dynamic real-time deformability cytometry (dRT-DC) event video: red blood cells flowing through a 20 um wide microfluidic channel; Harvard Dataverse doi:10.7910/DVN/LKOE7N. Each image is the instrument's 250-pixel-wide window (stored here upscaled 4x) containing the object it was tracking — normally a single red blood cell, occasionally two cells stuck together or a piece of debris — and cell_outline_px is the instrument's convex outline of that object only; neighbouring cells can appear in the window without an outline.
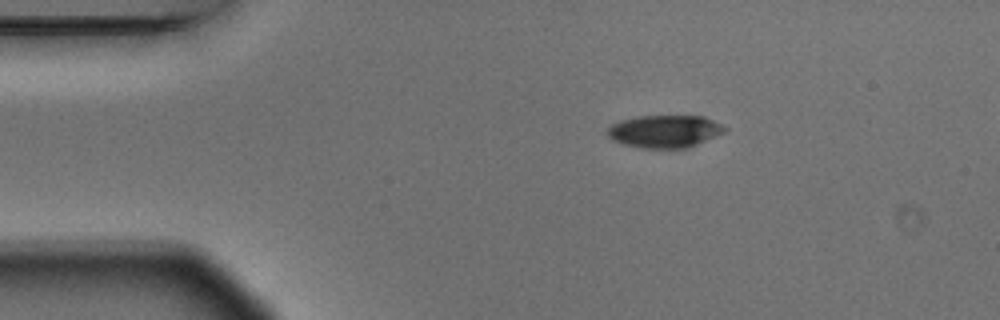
{"species": "Egyptian fruit bat (a non-hibernating species)", "species_latin": "Rousettus aegyptiacus", "temperature_condition": "warm", "stored_images_in_passage": 6, "camera_frame_rate_fps": 3000, "um_per_image_px": 0.085, "animal": {"sex": "male"}, "frame": {"image": 1, "passage_image": 1, "time_ms": 0.0, "image_size_px": [1000, 320], "cell_outline_px": [[728, 128], [724, 132], [688, 148], [644, 148], [624, 144], [612, 140], [604, 132], [612, 124], [620, 120], [636, 116], [704, 116]], "centroid_in_image_um": [56.46, 11.16], "position_along_channel_um": 28.5, "area_um2": 22.25}}
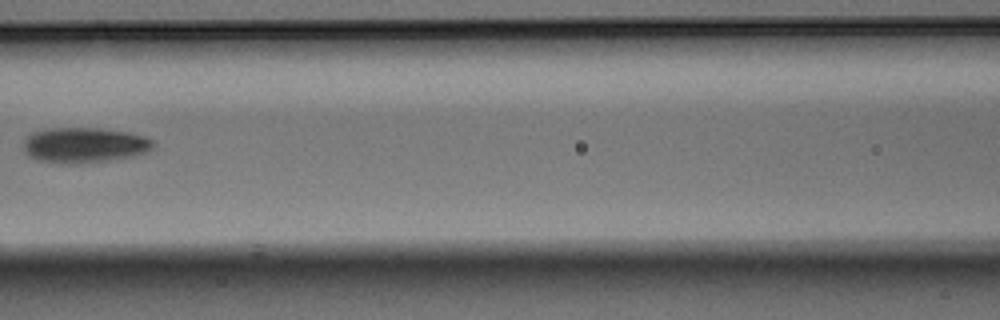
{"frame": {"image": 2, "passage_image": 5, "time_ms": 1.333, "image_size_px": [1000, 320], "cell_outline_px": [[156, 144], [148, 152], [136, 156], [80, 164], [60, 164], [40, 160], [28, 156], [24, 152], [24, 140], [32, 132], [52, 128], [100, 128], [128, 132], [144, 136], [152, 140]], "centroid_in_image_um": [7.19, 12.34], "position_along_channel_um": 159.4, "area_um2": 26.99}}
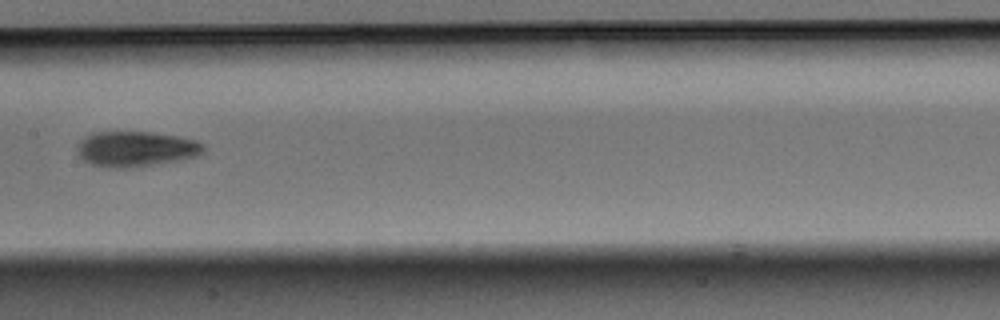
{"frame": {"image": 3, "passage_image": 6, "time_ms": 1.667, "image_size_px": [1000, 320], "cell_outline_px": [[204, 148], [196, 156], [180, 160], [132, 168], [108, 168], [92, 164], [84, 160], [80, 156], [76, 148], [80, 140], [84, 136], [92, 132], [152, 132], [176, 136], [192, 140], [204, 144]], "centroid_in_image_um": [11.49, 12.66], "position_along_channel_um": 195.9, "area_um2": 25.95}}